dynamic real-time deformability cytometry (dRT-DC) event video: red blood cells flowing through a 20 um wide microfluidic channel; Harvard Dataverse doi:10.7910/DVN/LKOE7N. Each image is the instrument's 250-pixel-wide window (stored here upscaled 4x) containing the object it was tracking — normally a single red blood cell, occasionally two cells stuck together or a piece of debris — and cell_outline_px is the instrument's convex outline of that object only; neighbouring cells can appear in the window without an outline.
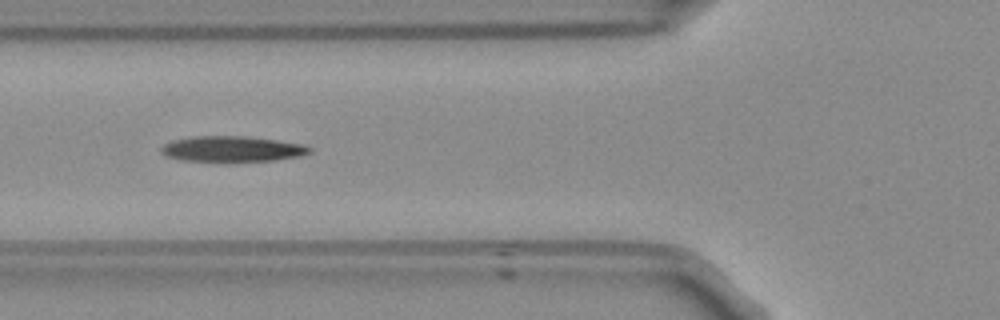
{"species": "Egyptian fruit bat (a non-hibernating species)", "species_latin": "Rousettus aegyptiacus", "temperature_condition": "room temperature", "stored_images_in_passage": 43, "segment_of_instrument_passage": [1, 2], "camera_frame_rate_fps": 3000, "um_per_image_px": 0.085, "frame": {"image": 1, "passage_image": 8, "time_ms": 2.333, "image_size_px": [1000, 320], "cell_outline_px": [[312, 152], [300, 156], [272, 160], [228, 164], [180, 160], [168, 156], [160, 152], [160, 148], [164, 144], [172, 140], [192, 136], [244, 136], [276, 140], [304, 144], [312, 148]], "centroid_in_image_um": [19.71, 12.7], "position_along_channel_um": 106.1, "area_um2": 23.06}}
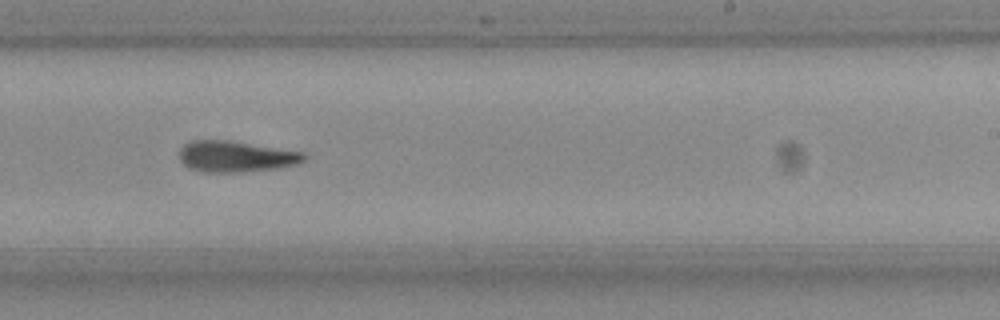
{"frame": {"image": 2, "passage_image": 21, "time_ms": 6.667, "image_size_px": [1000, 320], "cell_outline_px": [[308, 156], [304, 160], [296, 164], [280, 168], [240, 172], [204, 172], [192, 168], [184, 164], [180, 160], [180, 148], [184, 144], [192, 140], [228, 140], [304, 152]], "centroid_in_image_um": [20.07, 13.3], "position_along_channel_um": 268.9, "area_um2": 22.54}}
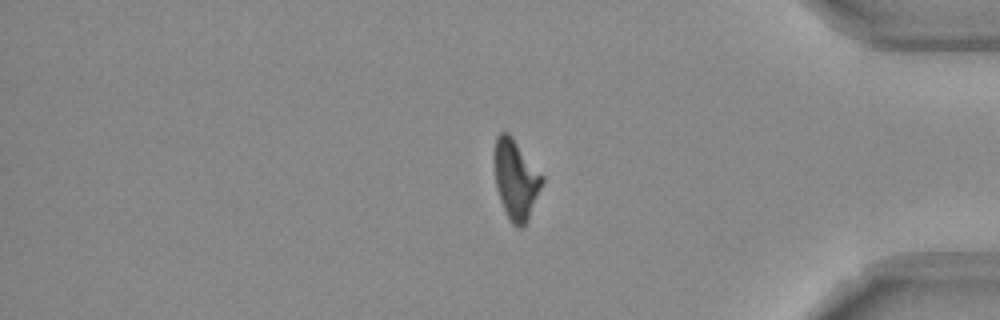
{"frame": {"image": 3, "passage_image": 33, "time_ms": 10.667, "image_size_px": [1000, 320], "cell_outline_px": [[544, 180], [528, 220], [520, 228], [516, 228], [508, 220], [500, 200], [496, 188], [496, 136], [500, 132], [508, 132], [512, 136], [544, 176]], "centroid_in_image_um": [43.87, 15.29], "position_along_channel_um": 391.3, "area_um2": 21.91}}